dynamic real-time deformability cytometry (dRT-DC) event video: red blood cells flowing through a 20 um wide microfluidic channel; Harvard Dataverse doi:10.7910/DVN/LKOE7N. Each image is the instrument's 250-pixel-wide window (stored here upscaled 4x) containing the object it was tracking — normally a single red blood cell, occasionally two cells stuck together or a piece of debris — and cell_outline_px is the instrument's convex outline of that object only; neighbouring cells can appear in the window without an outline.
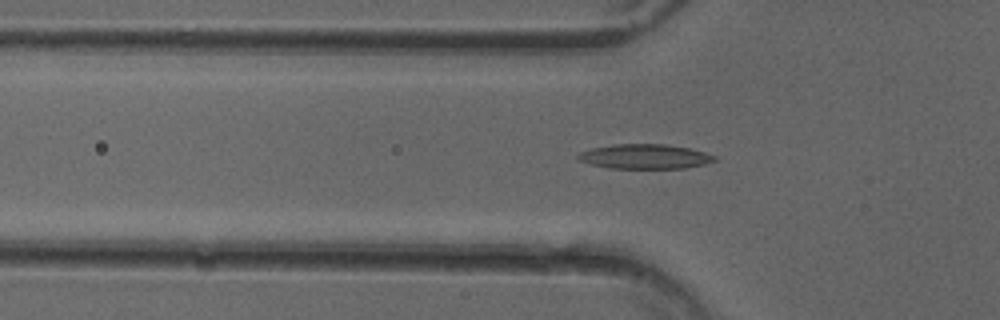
{"species": "common noctule bat (a hibernating species)", "species_latin": "Nyctalus noctula", "temperature_condition": "cold", "stored_images_in_passage": 50, "camera_frame_rate_fps": 3000, "um_per_image_px": 0.085, "animal": {"sex": "female"}, "frame": {"image": 1, "passage_image": 16, "time_ms": 5.0, "image_size_px": [1000, 320], "cell_outline_px": [[716, 160], [704, 164], [684, 168], [608, 168], [592, 164], [580, 160], [576, 156], [580, 152], [592, 148], [612, 144], [664, 144], [688, 148], [704, 152], [716, 156]], "centroid_in_image_um": [54.81, 13.3], "position_along_channel_um": 71.0, "area_um2": 19.42}}
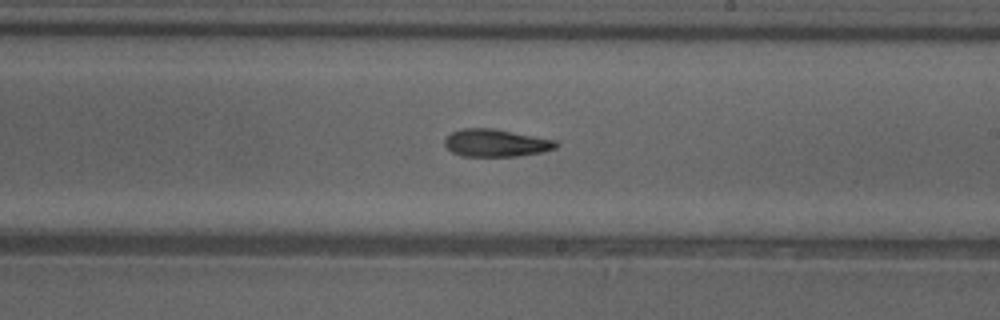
{"frame": {"image": 2, "passage_image": 29, "time_ms": 9.333, "image_size_px": [1000, 320], "cell_outline_px": [[560, 144], [556, 148], [544, 152], [516, 156], [460, 156], [452, 152], [444, 144], [444, 140], [452, 132], [460, 128], [492, 128], [556, 140]], "centroid_in_image_um": [42.16, 12.15], "position_along_channel_um": 246.8, "area_um2": 17.92}}
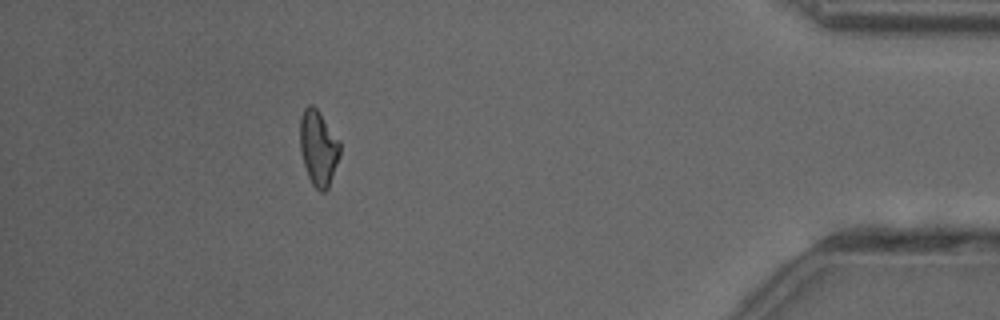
{"frame": {"image": 3, "passage_image": 45, "time_ms": 14.667, "image_size_px": [1000, 320], "cell_outline_px": [[340, 156], [328, 188], [324, 192], [320, 192], [312, 184], [308, 176], [300, 152], [300, 116], [304, 108], [308, 104], [312, 104], [316, 108], [340, 140]], "centroid_in_image_um": [27.06, 12.57], "position_along_channel_um": 408.1, "area_um2": 17.63}, "authors_computed_cell_mechanics": {"area_um2": 18.207, "velocity_mm_per_s": 4.0358, "shape_relaxation_time_tau1_ms": 3.9203, "shape_relaxation_time_tau2_ms": 8.53, "deformation_change_tau1": 0.1227, "deformation_change_tau2": 0.1981}}